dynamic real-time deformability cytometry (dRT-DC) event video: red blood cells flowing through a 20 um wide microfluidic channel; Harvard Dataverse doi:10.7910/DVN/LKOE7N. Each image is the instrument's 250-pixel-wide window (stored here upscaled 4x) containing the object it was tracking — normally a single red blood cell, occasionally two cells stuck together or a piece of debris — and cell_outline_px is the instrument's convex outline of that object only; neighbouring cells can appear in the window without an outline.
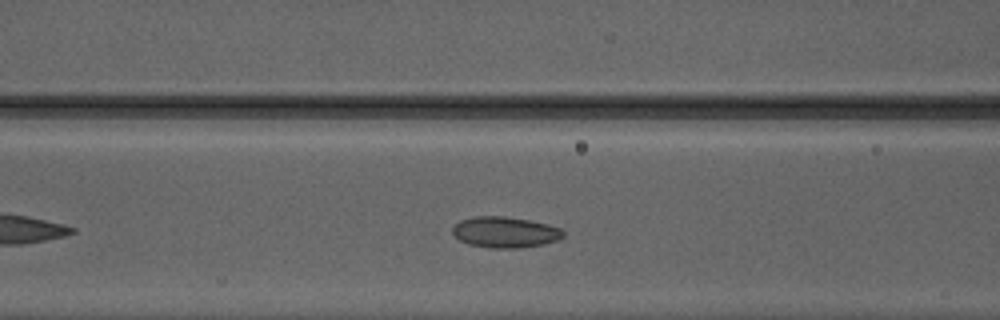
{"species": "Egyptian fruit bat (a non-hibernating species)", "species_latin": "Rousettus aegyptiacus", "temperature_condition": "warm", "stored_images_in_passage": 39, "camera_frame_rate_fps": 3000, "um_per_image_px": 0.085, "animal": {"sex": "male"}, "frame": {"image": 1, "passage_image": 10, "time_ms": 3.0, "image_size_px": [1000, 320], "cell_outline_px": [[564, 236], [556, 240], [544, 244], [520, 248], [492, 248], [468, 244], [460, 240], [452, 232], [452, 228], [460, 220], [472, 216], [504, 216], [528, 220], [548, 224], [560, 228], [564, 232]], "centroid_in_image_um": [42.92, 19.73], "position_along_channel_um": 123.7, "area_um2": 19.94}}
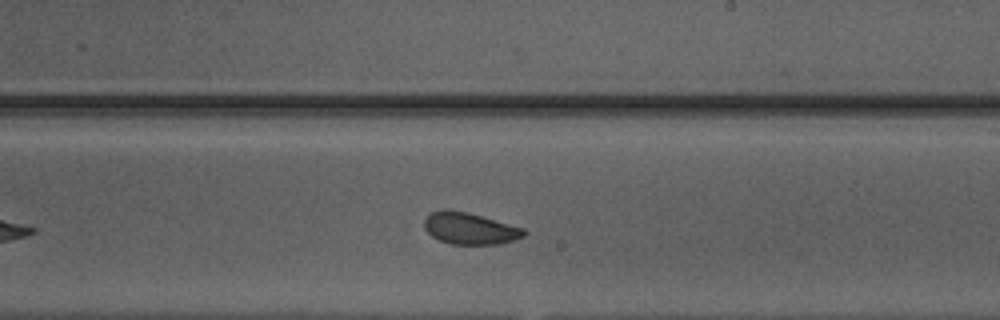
{"frame": {"image": 2, "passage_image": 19, "time_ms": 6.0, "image_size_px": [1000, 320], "cell_outline_px": [[528, 232], [524, 236], [500, 244], [452, 244], [440, 240], [432, 236], [424, 228], [424, 220], [432, 212], [444, 208], [468, 212], [524, 228]], "centroid_in_image_um": [39.94, 19.41], "position_along_channel_um": 249.1, "area_um2": 18.38}}
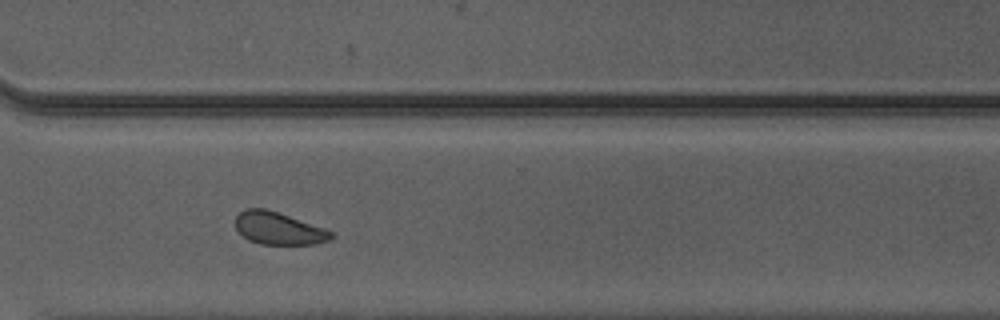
{"frame": {"image": 3, "passage_image": 26, "time_ms": 8.333, "image_size_px": [1000, 320], "cell_outline_px": [[336, 236], [332, 240], [316, 244], [260, 244], [248, 240], [236, 228], [236, 216], [244, 208], [264, 208], [324, 228], [332, 232]], "centroid_in_image_um": [23.7, 19.42], "position_along_channel_um": 346.9, "area_um2": 17.98}, "authors_computed_cell_mechanics": {"area_um2": 18.6116, "velocity_mm_per_s": 4.1885, "shape_relaxation_time_tau1_ms": 4.8574, "shape_relaxation_time_tau2_ms": 3.4448, "deformation_change_tau1": 0.1065, "deformation_change_tau2": 0.0913}}